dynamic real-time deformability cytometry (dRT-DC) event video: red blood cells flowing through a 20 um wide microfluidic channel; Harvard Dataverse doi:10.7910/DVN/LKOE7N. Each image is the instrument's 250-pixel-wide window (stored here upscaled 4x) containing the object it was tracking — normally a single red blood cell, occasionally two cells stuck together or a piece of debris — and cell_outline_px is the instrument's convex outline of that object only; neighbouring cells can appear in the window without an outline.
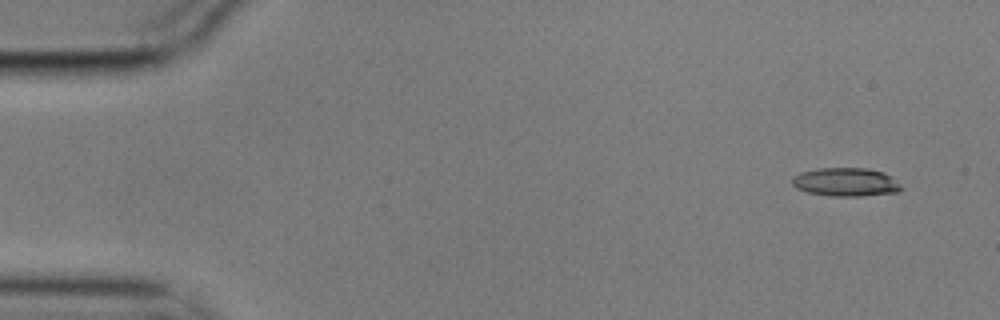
{"species": "common noctule bat (a hibernating species)", "species_latin": "Nyctalus noctula", "temperature_condition": "cold", "stored_images_in_passage": 5, "segment_of_instrument_passage": [1, 2], "camera_frame_rate_fps": 3000, "um_per_image_px": 0.085, "animal": {"sex": "male", "body_mass_g": 17.9}, "frame": {"image": 1, "passage_image": 1, "time_ms": 0.0, "image_size_px": [1000, 320], "cell_outline_px": [[904, 188], [900, 192], [860, 196], [832, 196], [808, 192], [796, 188], [792, 184], [792, 176], [800, 172], [816, 168], [868, 168], [884, 172], [900, 184]], "centroid_in_image_um": [71.89, 15.47], "position_along_channel_um": 13.1, "area_um2": 18.26}}